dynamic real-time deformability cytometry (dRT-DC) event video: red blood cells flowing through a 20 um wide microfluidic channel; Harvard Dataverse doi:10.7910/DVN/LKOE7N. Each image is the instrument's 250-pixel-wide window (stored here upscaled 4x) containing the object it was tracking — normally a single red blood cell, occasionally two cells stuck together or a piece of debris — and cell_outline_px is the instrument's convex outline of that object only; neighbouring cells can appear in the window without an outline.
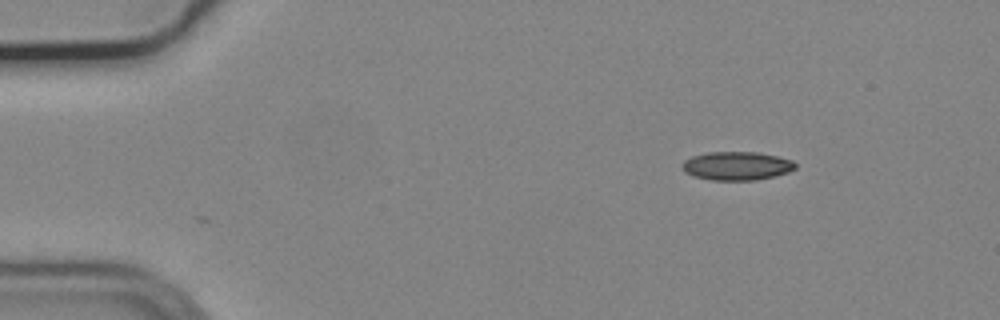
{"species": "common noctule bat (a hibernating species)", "species_latin": "Nyctalus noctula", "temperature_condition": "cold", "stored_images_in_passage": 49, "camera_frame_rate_fps": 3000, "um_per_image_px": 0.085, "animal": {"sex": "male", "body_mass_g": 19.2, "forearm_length_mm": 51.8}, "frame": {"image": 1, "passage_image": 1, "time_ms": 0.0, "image_size_px": [1000, 320], "cell_outline_px": [[796, 168], [788, 172], [756, 180], [712, 180], [696, 176], [684, 172], [680, 168], [680, 164], [684, 160], [692, 156], [708, 152], [756, 152], [776, 156], [792, 160], [796, 164]], "centroid_in_image_um": [62.58, 14.09], "position_along_channel_um": 22.4, "area_um2": 18.79}}
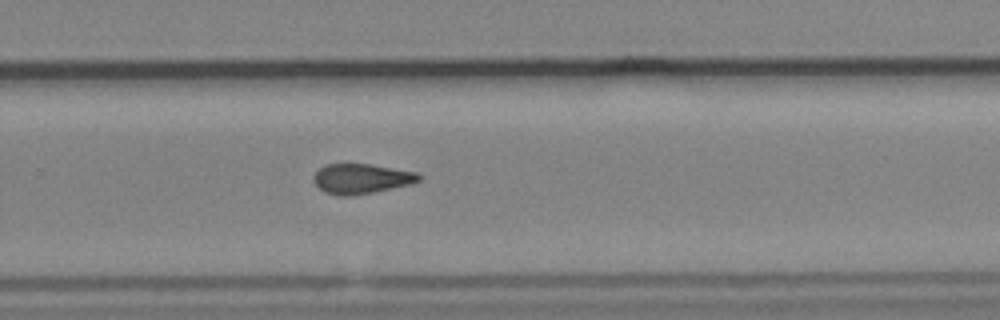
{"frame": {"image": 2, "passage_image": 30, "time_ms": 9.667, "image_size_px": [1000, 320], "cell_outline_px": [[424, 176], [420, 180], [412, 184], [352, 196], [344, 196], [324, 192], [312, 180], [312, 176], [320, 168], [328, 164], [368, 164], [416, 172]], "centroid_in_image_um": [30.72, 15.19], "position_along_channel_um": 299.1, "area_um2": 18.26}}
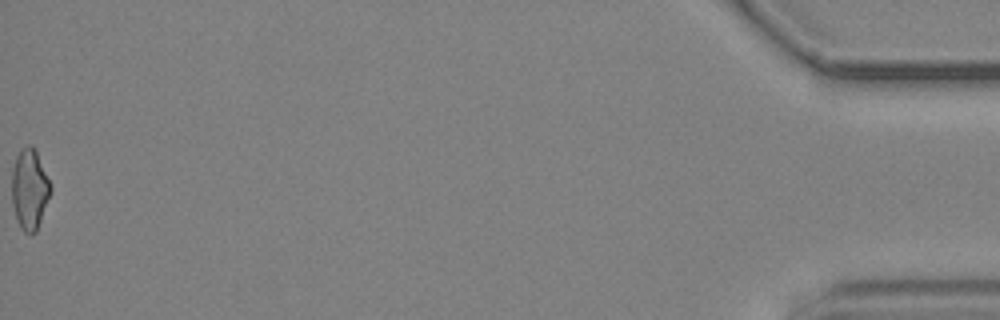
{"frame": {"image": 3, "passage_image": 49, "time_ms": 16.0, "image_size_px": [1000, 320], "cell_outline_px": [[52, 192], [36, 232], [32, 236], [24, 232], [20, 228], [16, 220], [12, 204], [12, 168], [16, 156], [20, 148], [28, 144], [32, 144], [52, 184]], "centroid_in_image_um": [2.52, 16.1], "position_along_channel_um": 432.7, "area_um2": 18.67}, "authors_computed_cell_mechanics": {"area_um2": 18.785, "velocity_mm_per_s": 3.7246, "shape_relaxation_time_tau1_ms": null, "shape_relaxation_time_tau2_ms": 4.7385, "deformation_change_tau1": null, "deformation_change_tau2": 0.1339}}